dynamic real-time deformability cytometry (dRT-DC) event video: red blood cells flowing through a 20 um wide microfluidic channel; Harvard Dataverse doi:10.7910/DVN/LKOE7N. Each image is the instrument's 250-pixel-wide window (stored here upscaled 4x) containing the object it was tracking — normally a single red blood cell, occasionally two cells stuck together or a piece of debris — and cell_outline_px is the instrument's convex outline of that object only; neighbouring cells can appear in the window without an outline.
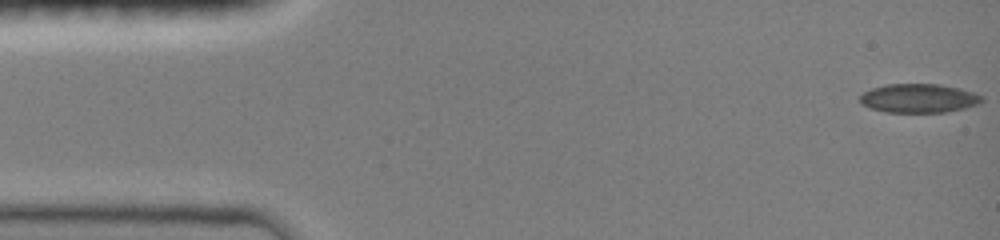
{"species": "common noctule bat (a hibernating species)", "species_latin": "Nyctalus noctula", "temperature_condition": "room temperature", "stored_images_in_passage": 47, "camera_frame_rate_fps": 3000, "um_per_image_px": 0.085, "animal": {"sex": "female", "body_mass_g": 19.0, "forearm_length_mm": 51.5}, "frame": {"image": 1, "passage_image": 1, "time_ms": 0.0, "image_size_px": [1000, 240], "cell_outline_px": [[984, 100], [980, 104], [964, 108], [944, 112], [884, 112], [868, 108], [860, 104], [860, 96], [864, 92], [872, 88], [884, 84], [940, 84], [960, 88], [984, 96]], "centroid_in_image_um": [78.09, 8.35], "position_along_channel_um": 6.9, "area_um2": 20.75}}
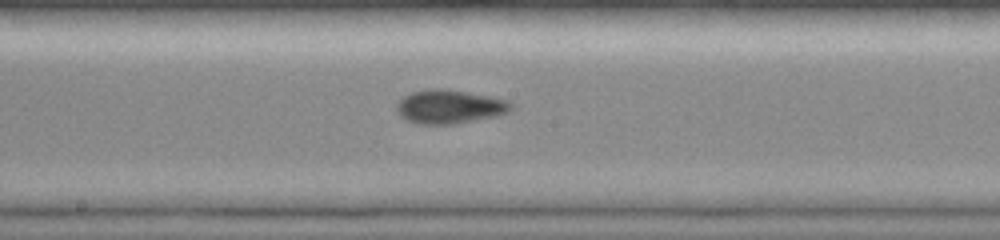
{"frame": {"image": 2, "passage_image": 25, "time_ms": 8.0, "image_size_px": [1000, 240], "cell_outline_px": [[512, 108], [508, 112], [496, 116], [452, 124], [416, 124], [400, 116], [396, 108], [396, 104], [404, 96], [412, 92], [432, 88], [444, 88], [488, 96], [508, 100], [512, 104]], "centroid_in_image_um": [38.19, 9.06], "position_along_channel_um": 210.0, "area_um2": 22.37}}
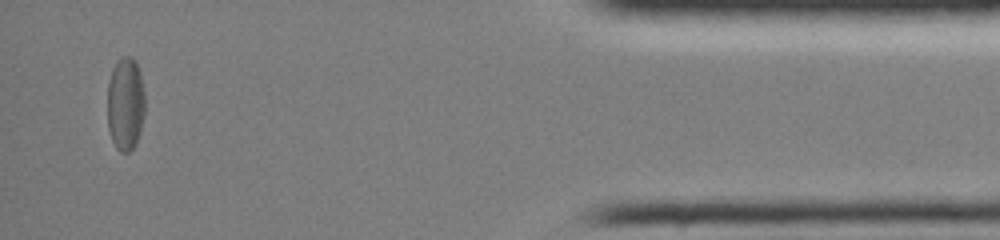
{"frame": {"image": 3, "passage_image": 45, "time_ms": 14.667, "image_size_px": [1000, 240], "cell_outline_px": [[144, 116], [140, 132], [136, 144], [128, 152], [120, 152], [116, 148], [112, 140], [108, 128], [108, 80], [112, 68], [116, 60], [120, 56], [132, 56], [136, 60], [140, 72], [144, 92]], "centroid_in_image_um": [10.66, 8.79], "position_along_channel_um": 424.5, "area_um2": 20.81}, "authors_computed_cell_mechanics": {"area_um2": 20.808, "velocity_mm_per_s": 4.0499, "shape_relaxation_time_tau1_ms": null, "shape_relaxation_time_tau2_ms": 4.7796, "deformation_change_tau1": null, "deformation_change_tau2": 0.0822}}